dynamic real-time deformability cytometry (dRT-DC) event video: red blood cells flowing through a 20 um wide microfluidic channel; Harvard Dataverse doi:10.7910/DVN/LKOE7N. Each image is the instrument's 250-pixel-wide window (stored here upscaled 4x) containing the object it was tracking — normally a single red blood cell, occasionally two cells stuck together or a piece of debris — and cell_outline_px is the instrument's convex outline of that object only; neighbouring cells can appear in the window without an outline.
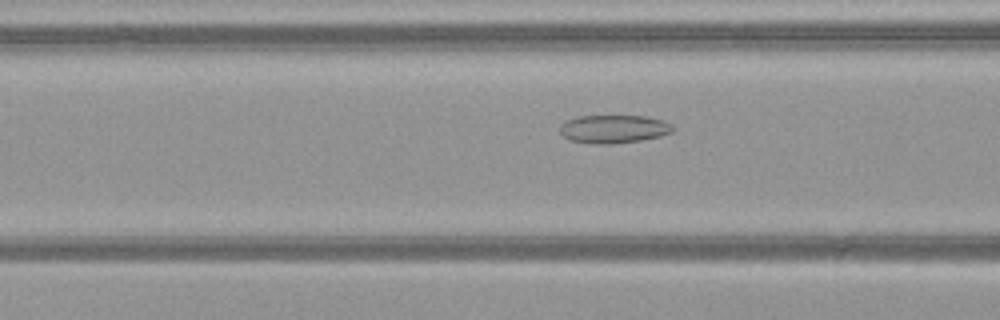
{"species": "common noctule bat (a hibernating species)", "species_latin": "Nyctalus noctula", "temperature_condition": "warm", "stored_images_in_passage": 52, "camera_frame_rate_fps": 3000, "um_per_image_px": 0.085, "animal": {"sex": "female", "body_mass_g": 21.9}, "frame": {"image": 1, "passage_image": 22, "time_ms": 7.0, "image_size_px": [1000, 320], "cell_outline_px": [[676, 128], [672, 132], [660, 136], [640, 140], [612, 144], [592, 144], [568, 140], [560, 132], [560, 124], [564, 120], [576, 116], [648, 116], [672, 124]], "centroid_in_image_um": [52.13, 10.96], "position_along_channel_um": 114.5, "area_um2": 18.79}}
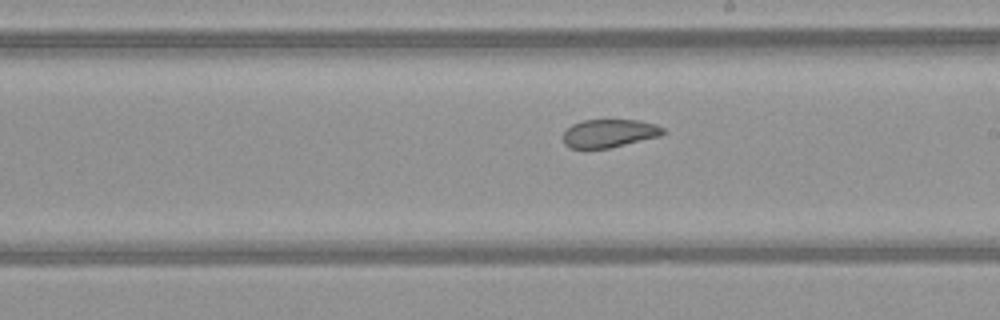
{"frame": {"image": 2, "passage_image": 31, "time_ms": 10.0, "image_size_px": [1000, 320], "cell_outline_px": [[664, 132], [660, 136], [612, 148], [568, 148], [564, 144], [564, 132], [572, 124], [584, 120], [636, 120], [656, 124], [664, 128]], "centroid_in_image_um": [51.79, 11.34], "position_along_channel_um": 237.2, "area_um2": 16.42}}
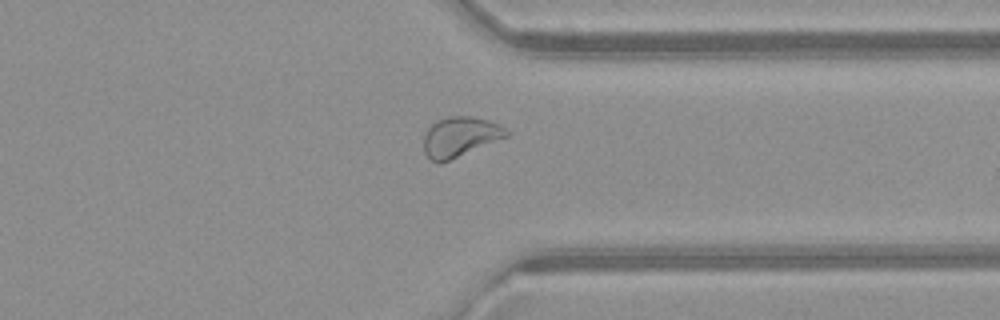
{"frame": {"image": 3, "passage_image": 41, "time_ms": 13.333, "image_size_px": [1000, 320], "cell_outline_px": [[508, 136], [440, 164], [436, 164], [424, 152], [424, 132], [436, 120], [448, 116], [472, 116], [488, 120], [500, 124], [508, 132]], "centroid_in_image_um": [39.07, 11.62], "position_along_channel_um": 372.3, "area_um2": 19.25}, "authors_computed_cell_mechanics": {"area_um2": 22.1663, "velocity_mm_per_s": 4.0828, "shape_relaxation_time_tau1_ms": null, "shape_relaxation_time_tau2_ms": 2.2088, "deformation_change_tau1": null, "deformation_change_tau2": 0.0706}}